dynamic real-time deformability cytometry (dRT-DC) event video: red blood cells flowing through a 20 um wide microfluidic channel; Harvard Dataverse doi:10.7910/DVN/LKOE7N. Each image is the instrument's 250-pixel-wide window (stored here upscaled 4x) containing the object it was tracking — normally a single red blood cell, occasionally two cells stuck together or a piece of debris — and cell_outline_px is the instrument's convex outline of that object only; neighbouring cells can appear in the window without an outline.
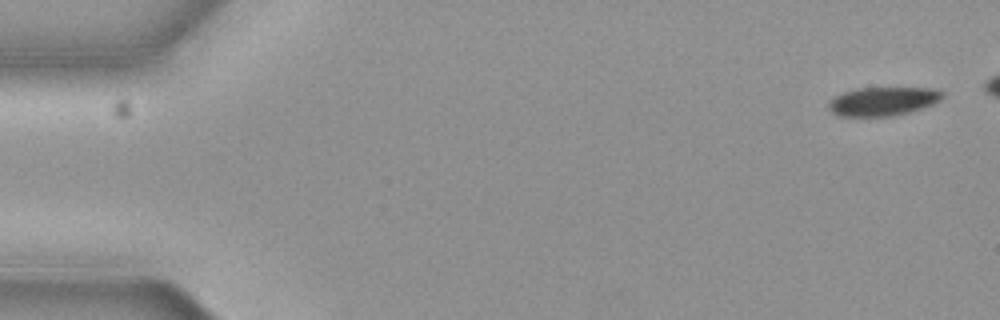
{"species": "common noctule bat (a hibernating species)", "species_latin": "Nyctalus noctula", "temperature_condition": "cold", "stored_images_in_passage": 7, "camera_frame_rate_fps": 3000, "um_per_image_px": 0.085, "animal": {"sex": "female", "body_mass_g": 19.3, "forearm_length_mm": 54.1}, "frame": {"image": 1, "passage_image": 1, "time_ms": 0.0, "image_size_px": [1000, 320], "cell_outline_px": [[944, 96], [940, 100], [932, 104], [908, 112], [892, 116], [840, 116], [832, 112], [828, 108], [828, 100], [844, 92], [856, 88], [936, 88], [944, 92]], "centroid_in_image_um": [75.04, 8.6], "position_along_channel_um": 10.0, "area_um2": 19.02}}
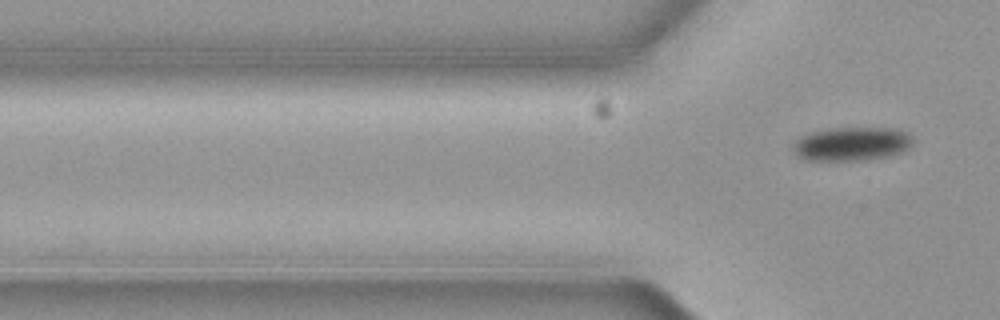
{"frame": {"image": 2, "passage_image": 7, "time_ms": 2.0, "image_size_px": [1000, 320], "cell_outline_px": [[912, 144], [904, 152], [888, 156], [856, 160], [808, 160], [800, 156], [792, 148], [792, 144], [800, 136], [808, 132], [828, 128], [896, 128], [908, 132], [912, 136]], "centroid_in_image_um": [72.41, 12.21], "position_along_channel_um": 53.4, "area_um2": 23.64}}